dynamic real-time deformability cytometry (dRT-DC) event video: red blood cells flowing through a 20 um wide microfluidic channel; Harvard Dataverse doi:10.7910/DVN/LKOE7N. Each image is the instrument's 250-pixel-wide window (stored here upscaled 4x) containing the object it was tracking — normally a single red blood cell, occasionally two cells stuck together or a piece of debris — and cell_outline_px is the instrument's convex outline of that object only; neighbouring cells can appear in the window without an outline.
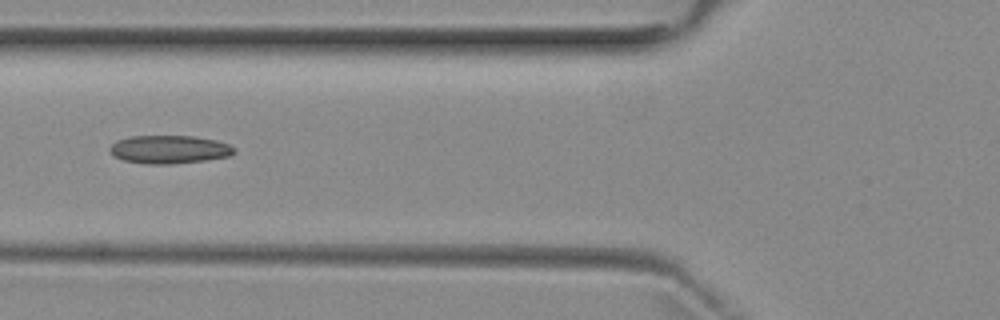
{"species": "common noctule bat (a hibernating species)", "species_latin": "Nyctalus noctula", "temperature_condition": "room temperature", "stored_images_in_passage": 4, "camera_frame_rate_fps": 3000, "um_per_image_px": 0.085, "animal": {"sex": "female", "body_mass_g": 29.2, "forearm_length_mm": 56.3}, "frame": {"image": 1, "passage_image": 3, "time_ms": 2.333, "image_size_px": [1000, 320], "cell_outline_px": [[236, 152], [228, 156], [204, 160], [172, 164], [148, 164], [124, 160], [116, 156], [108, 148], [116, 140], [128, 136], [192, 136], [216, 140], [228, 144], [236, 148]], "centroid_in_image_um": [14.39, 12.69], "position_along_channel_um": 111.4, "area_um2": 20.35}}
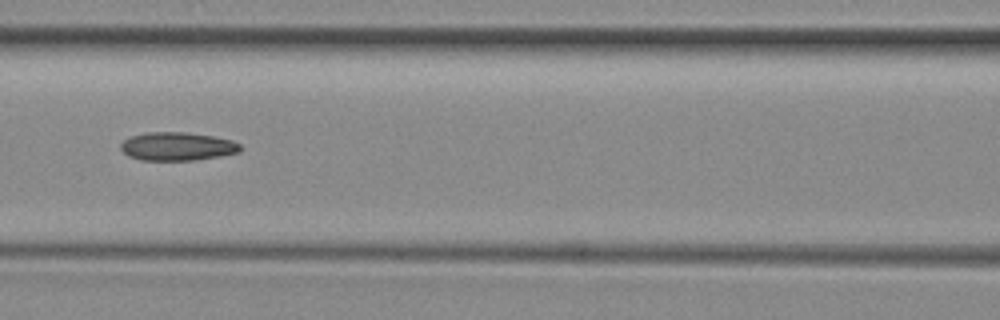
{"frame": {"image": 2, "passage_image": 4, "time_ms": 3.333, "image_size_px": [1000, 320], "cell_outline_px": [[240, 152], [220, 156], [196, 160], [140, 160], [128, 156], [120, 148], [120, 144], [124, 140], [132, 136], [148, 132], [184, 132], [212, 136], [232, 140], [240, 144]], "centroid_in_image_um": [15.06, 12.45], "position_along_channel_um": 151.5, "area_um2": 19.71}}